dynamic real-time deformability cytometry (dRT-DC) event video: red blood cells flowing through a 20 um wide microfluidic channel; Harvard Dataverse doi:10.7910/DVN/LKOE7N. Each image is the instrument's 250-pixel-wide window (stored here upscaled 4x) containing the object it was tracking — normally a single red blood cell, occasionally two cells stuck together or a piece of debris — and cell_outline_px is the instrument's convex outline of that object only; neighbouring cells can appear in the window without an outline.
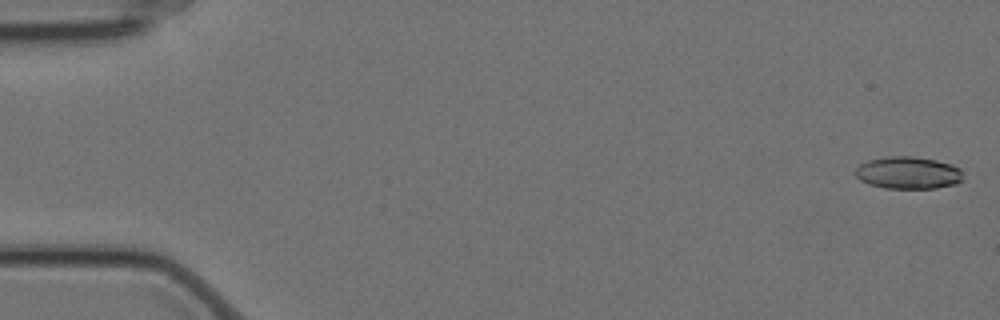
{"species": "Egyptian fruit bat (a non-hibernating species)", "species_latin": "Rousettus aegyptiacus", "temperature_condition": "cold", "stored_images_in_passage": 2, "camera_frame_rate_fps": 3000, "um_per_image_px": 0.085, "animal": {"sex": "female"}, "frame": {"image": 1, "passage_image": 1, "time_ms": 0.0, "image_size_px": [1000, 320], "cell_outline_px": [[964, 180], [956, 184], [936, 188], [884, 188], [868, 184], [860, 180], [856, 176], [856, 168], [860, 164], [868, 160], [888, 156], [912, 156], [936, 160], [952, 164], [960, 168], [964, 172]], "centroid_in_image_um": [77.24, 14.69], "position_along_channel_um": 7.8, "area_um2": 20.52}}